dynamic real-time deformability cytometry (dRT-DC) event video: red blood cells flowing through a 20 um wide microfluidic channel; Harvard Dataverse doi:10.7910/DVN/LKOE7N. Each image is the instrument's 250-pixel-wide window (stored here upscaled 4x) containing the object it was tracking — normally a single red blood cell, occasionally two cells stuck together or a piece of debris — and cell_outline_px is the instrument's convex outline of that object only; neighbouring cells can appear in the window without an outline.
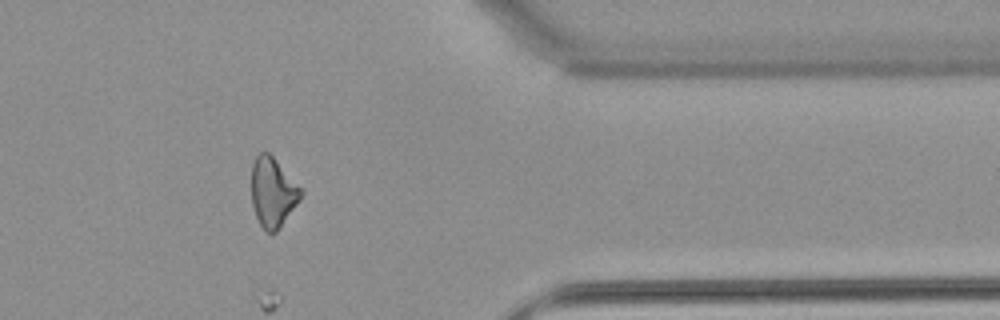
{"species": "common noctule bat (a hibernating species)", "species_latin": "Nyctalus noctula", "temperature_condition": "warm", "stored_images_in_passage": 50, "camera_frame_rate_fps": 3000, "um_per_image_px": 0.085, "animal": {"sex": "female", "body_mass_g": 22.7, "forearm_length_mm": 54.2}, "frame": {"image": 1, "passage_image": 41, "time_ms": 13.333, "image_size_px": [1000, 320], "cell_outline_px": [[304, 192], [300, 200], [276, 232], [264, 232], [256, 216], [252, 204], [252, 164], [256, 156], [260, 152], [268, 152], [272, 156]], "centroid_in_image_um": [23.18, 16.36], "position_along_channel_um": 388.2, "area_um2": 19.71}}